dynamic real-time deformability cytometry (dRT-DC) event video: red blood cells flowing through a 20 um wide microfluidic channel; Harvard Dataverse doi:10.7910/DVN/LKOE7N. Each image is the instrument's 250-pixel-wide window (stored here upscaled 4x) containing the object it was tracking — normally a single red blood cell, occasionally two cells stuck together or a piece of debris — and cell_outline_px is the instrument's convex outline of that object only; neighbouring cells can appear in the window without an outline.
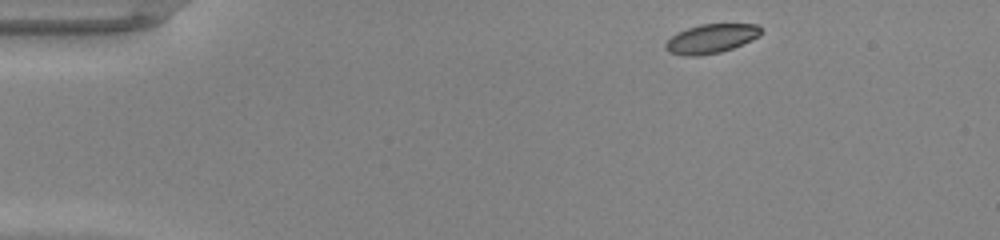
{"species": "common noctule bat (a hibernating species)", "species_latin": "Nyctalus noctula", "temperature_condition": "warm", "stored_images_in_passage": 42, "camera_frame_rate_fps": 3000, "um_per_image_px": 0.085, "animal": {"sex": "male", "body_mass_g": 20.0, "forearm_length_mm": 53.3}, "frame": {"image": 1, "passage_image": 1, "time_ms": 0.0, "image_size_px": [1000, 240], "cell_outline_px": [[760, 36], [732, 48], [720, 52], [696, 56], [684, 56], [668, 52], [664, 48], [664, 44], [676, 32], [700, 24], [756, 24], [760, 28]], "centroid_in_image_um": [60.39, 3.29], "position_along_channel_um": 24.6, "area_um2": 16.13}}
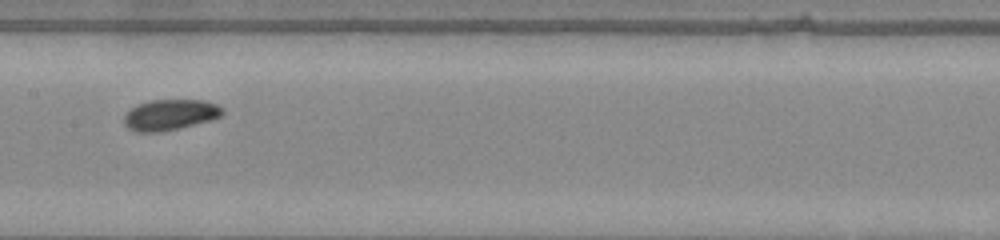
{"frame": {"image": 2, "passage_image": 19, "time_ms": 6.0, "image_size_px": [1000, 240], "cell_outline_px": [[224, 112], [220, 116], [212, 120], [180, 128], [160, 132], [136, 132], [128, 128], [124, 124], [124, 116], [136, 104], [148, 100], [204, 100], [216, 104], [224, 108]], "centroid_in_image_um": [14.46, 9.75], "position_along_channel_um": 192.9, "area_um2": 17.8}}
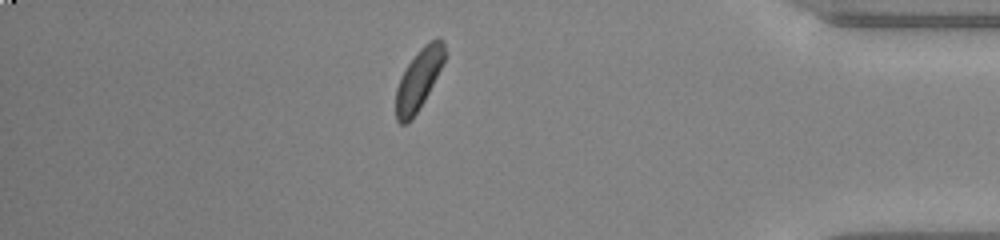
{"frame": {"image": 3, "passage_image": 36, "time_ms": 11.667, "image_size_px": [1000, 240], "cell_outline_px": [[444, 60], [420, 108], [412, 120], [408, 124], [400, 124], [396, 120], [396, 88], [400, 76], [404, 68], [420, 48], [424, 44], [436, 36], [440, 36], [444, 44]], "centroid_in_image_um": [35.55, 6.75], "position_along_channel_um": 399.7, "area_um2": 17.22}, "authors_computed_cell_mechanics": {"area_um2": 17.2244, "velocity_mm_per_s": 4.2516, "shape_relaxation_time_tau1_ms": 2.8672, "shape_relaxation_time_tau2_ms": 7.3018, "deformation_change_tau1": 0.0957, "deformation_change_tau2": 0.1227}}